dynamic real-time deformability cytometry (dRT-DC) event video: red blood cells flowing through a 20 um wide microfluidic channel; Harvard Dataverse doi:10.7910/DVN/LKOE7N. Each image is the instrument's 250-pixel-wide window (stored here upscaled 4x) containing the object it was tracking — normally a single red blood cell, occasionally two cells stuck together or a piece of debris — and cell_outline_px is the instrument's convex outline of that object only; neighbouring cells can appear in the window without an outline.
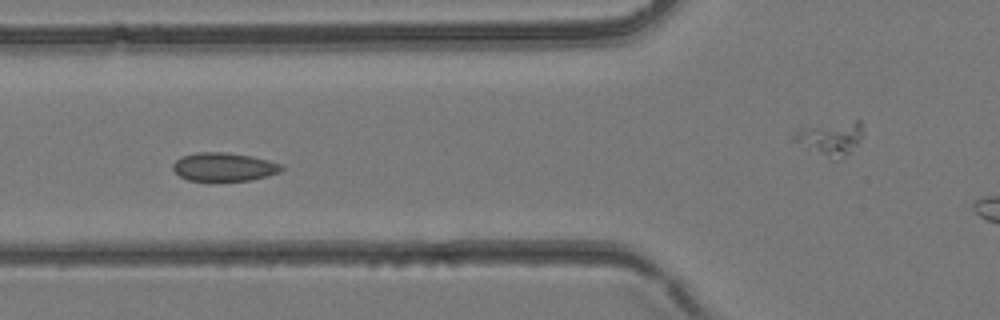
{"species": "common noctule bat (a hibernating species)", "species_latin": "Nyctalus noctula", "temperature_condition": "room temperature", "stored_images_in_passage": 8, "segment_of_instrument_passage": [1, 2], "camera_frame_rate_fps": 3000, "um_per_image_px": 0.085, "animal": {"sex": "female", "body_mass_g": 24.6, "forearm_length_mm": 56.2}, "frame": {"image": 1, "passage_image": 4, "time_ms": 1.0, "image_size_px": [1000, 320], "cell_outline_px": [[284, 168], [280, 172], [252, 180], [188, 180], [180, 176], [172, 168], [172, 164], [180, 156], [196, 152], [224, 152], [252, 156], [268, 160], [280, 164]], "centroid_in_image_um": [19.01, 14.17], "position_along_channel_um": 106.8, "area_um2": 17.92}}
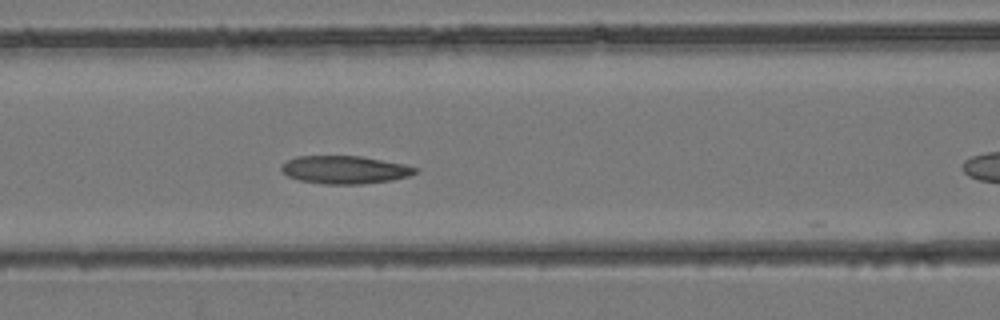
{"frame": {"image": 2, "passage_image": 7, "time_ms": 2.0, "image_size_px": [1000, 320], "cell_outline_px": [[420, 172], [408, 176], [392, 180], [360, 184], [324, 184], [300, 180], [288, 176], [280, 168], [288, 160], [296, 156], [360, 156], [404, 164], [420, 168]], "centroid_in_image_um": [29.36, 14.43], "position_along_channel_um": 137.2, "area_um2": 21.73}}